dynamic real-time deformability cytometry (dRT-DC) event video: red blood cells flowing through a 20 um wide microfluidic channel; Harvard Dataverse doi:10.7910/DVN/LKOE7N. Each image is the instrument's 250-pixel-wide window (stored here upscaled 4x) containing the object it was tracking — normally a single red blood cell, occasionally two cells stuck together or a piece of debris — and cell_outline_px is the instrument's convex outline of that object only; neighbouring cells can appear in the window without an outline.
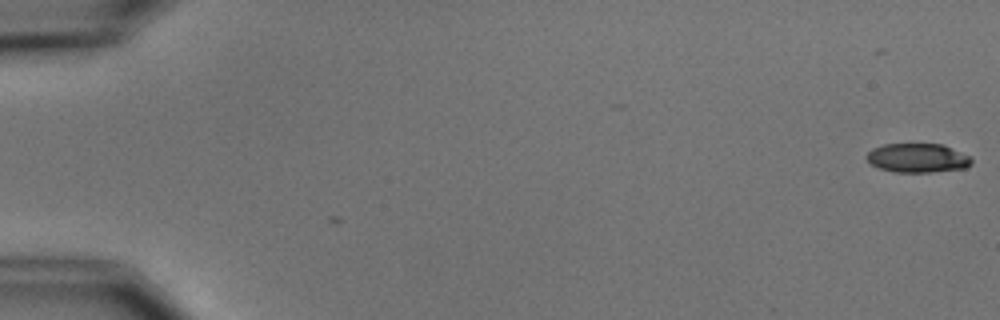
{"species": "common noctule bat (a hibernating species)", "species_latin": "Nyctalus noctula", "temperature_condition": "cold", "stored_images_in_passage": 2, "camera_frame_rate_fps": 3000, "um_per_image_px": 0.085, "animal": {"sex": "male", "body_mass_g": 15.6}, "frame": {"image": 1, "passage_image": 1, "time_ms": 0.0, "image_size_px": [1000, 320], "cell_outline_px": [[972, 164], [964, 168], [932, 172], [892, 172], [880, 168], [872, 164], [864, 156], [872, 148], [884, 144], [940, 144], [972, 156]], "centroid_in_image_um": [77.99, 13.43], "position_along_channel_um": 7.0, "area_um2": 17.8}}